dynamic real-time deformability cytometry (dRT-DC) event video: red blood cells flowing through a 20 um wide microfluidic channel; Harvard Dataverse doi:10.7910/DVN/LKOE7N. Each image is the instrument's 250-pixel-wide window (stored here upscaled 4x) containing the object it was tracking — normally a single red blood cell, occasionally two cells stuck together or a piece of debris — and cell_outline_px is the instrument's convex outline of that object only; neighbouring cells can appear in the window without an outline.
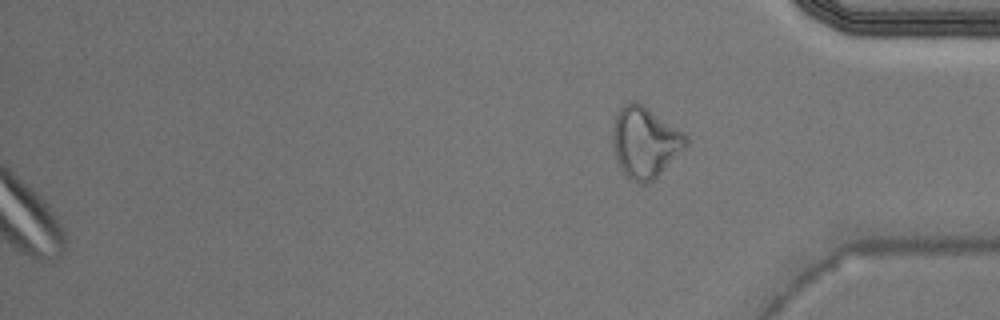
{"species": "Egyptian fruit bat (a non-hibernating species)", "species_latin": "Rousettus aegyptiacus", "temperature_condition": "warm", "stored_images_in_passage": 41, "camera_frame_rate_fps": 3000, "um_per_image_px": 0.085, "animal": {"sex": "male"}, "frame": {"image": 1, "passage_image": 41, "time_ms": 13.333, "image_size_px": [1000, 320], "cell_outline_px": [[688, 144], [648, 184], [640, 184], [632, 180], [620, 168], [616, 160], [612, 136], [612, 128], [616, 116], [620, 108], [624, 104], [632, 100], [636, 100], [644, 104], [684, 132], [688, 136]], "centroid_in_image_um": [54.81, 12.04], "position_along_channel_um": 380.4, "area_um2": 30.17}}